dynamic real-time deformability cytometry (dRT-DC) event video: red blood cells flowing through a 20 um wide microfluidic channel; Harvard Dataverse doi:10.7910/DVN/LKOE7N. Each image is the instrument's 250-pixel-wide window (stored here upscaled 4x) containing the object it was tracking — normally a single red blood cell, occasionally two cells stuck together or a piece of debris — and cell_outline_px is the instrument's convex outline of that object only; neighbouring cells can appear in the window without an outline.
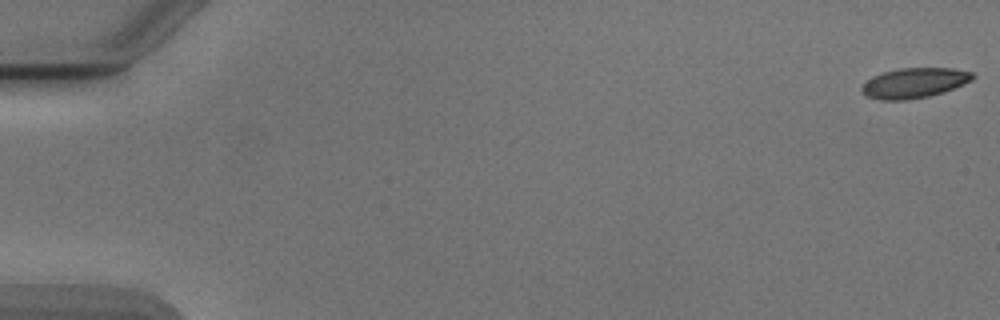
{"species": "Egyptian fruit bat (a non-hibernating species)", "species_latin": "Rousettus aegyptiacus", "temperature_condition": "cold", "stored_images_in_passage": 8, "camera_frame_rate_fps": 3000, "um_per_image_px": 0.085, "animal": {"sex": "male"}, "frame": {"image": 1, "passage_image": 1, "time_ms": 0.0, "image_size_px": [1000, 320], "cell_outline_px": [[976, 76], [972, 80], [964, 84], [944, 92], [928, 96], [904, 100], [880, 100], [868, 96], [860, 88], [872, 76], [884, 72], [900, 68], [952, 68], [972, 72]], "centroid_in_image_um": [77.75, 7.04], "position_along_channel_um": 7.3, "area_um2": 19.31}}